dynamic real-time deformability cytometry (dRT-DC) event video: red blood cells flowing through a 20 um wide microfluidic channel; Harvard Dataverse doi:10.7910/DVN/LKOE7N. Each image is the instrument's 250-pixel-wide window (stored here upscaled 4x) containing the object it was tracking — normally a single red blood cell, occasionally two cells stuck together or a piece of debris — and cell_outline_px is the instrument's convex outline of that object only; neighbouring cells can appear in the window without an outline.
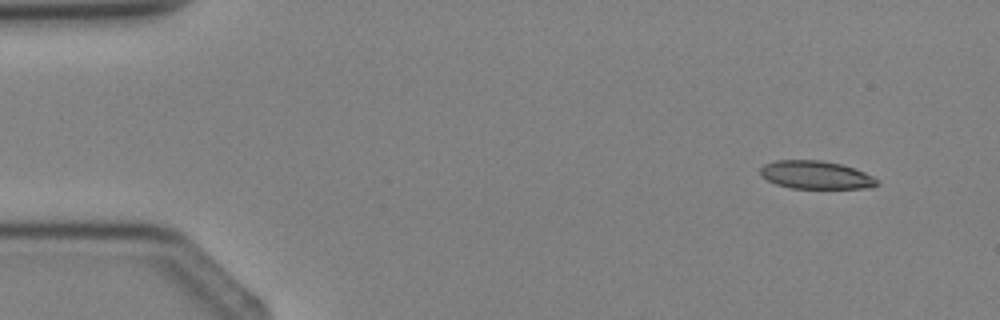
{"species": "Egyptian fruit bat (a non-hibernating species)", "species_latin": "Rousettus aegyptiacus", "temperature_condition": "cold", "stored_images_in_passage": 3, "camera_frame_rate_fps": 3000, "um_per_image_px": 0.085, "animal": {"sex": "female"}, "frame": {"image": 1, "passage_image": 1, "time_ms": 0.0, "image_size_px": [1000, 320], "cell_outline_px": [[880, 184], [872, 188], [792, 188], [776, 184], [760, 176], [760, 168], [764, 164], [776, 160], [820, 160], [840, 164], [864, 172], [880, 180]], "centroid_in_image_um": [69.35, 14.87], "position_along_channel_um": 15.6, "area_um2": 19.13}}
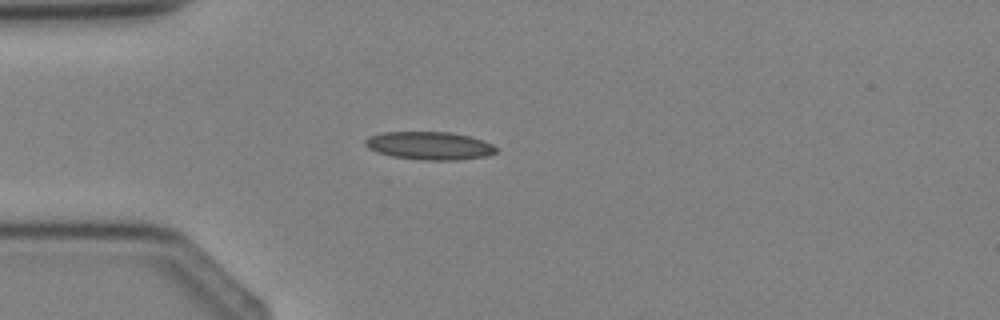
{"frame": {"image": 2, "passage_image": 3, "time_ms": 2.333, "image_size_px": [1000, 320], "cell_outline_px": [[496, 152], [484, 156], [456, 160], [420, 160], [392, 156], [376, 152], [368, 148], [364, 144], [364, 140], [368, 136], [384, 132], [452, 132], [468, 136], [492, 144], [496, 148]], "centroid_in_image_um": [36.44, 12.38], "position_along_channel_um": 48.6, "area_um2": 21.27}}